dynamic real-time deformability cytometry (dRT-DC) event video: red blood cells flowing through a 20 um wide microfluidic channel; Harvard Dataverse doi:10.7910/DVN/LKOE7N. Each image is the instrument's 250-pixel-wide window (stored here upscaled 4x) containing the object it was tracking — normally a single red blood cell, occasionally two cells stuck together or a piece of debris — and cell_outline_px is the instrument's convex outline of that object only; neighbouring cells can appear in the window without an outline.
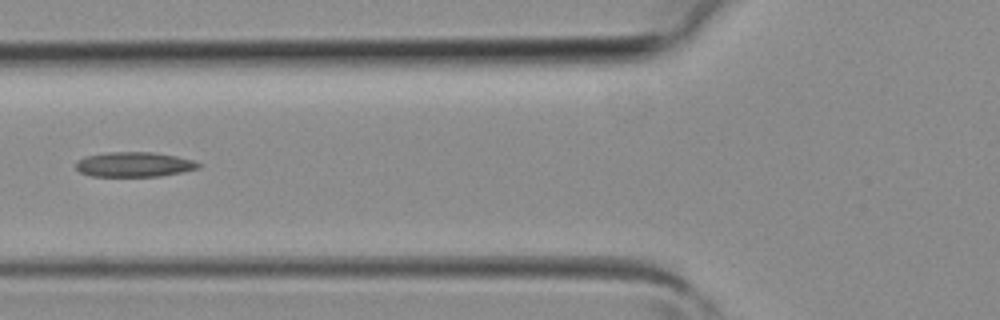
{"species": "common noctule bat (a hibernating species)", "species_latin": "Nyctalus noctula", "temperature_condition": "room temperature", "stored_images_in_passage": 3, "camera_frame_rate_fps": 3000, "um_per_image_px": 0.085, "animal": {"sex": "female", "body_mass_g": 19.3, "forearm_length_mm": 54.1}, "frame": {"image": 1, "passage_image": 3, "time_ms": 0.667, "image_size_px": [1000, 320], "cell_outline_px": [[204, 164], [200, 168], [184, 172], [160, 176], [92, 176], [80, 172], [76, 168], [76, 160], [84, 156], [108, 152], [152, 152], [176, 156], [192, 160]], "centroid_in_image_um": [11.42, 13.98], "position_along_channel_um": 114.4, "area_um2": 17.92}}